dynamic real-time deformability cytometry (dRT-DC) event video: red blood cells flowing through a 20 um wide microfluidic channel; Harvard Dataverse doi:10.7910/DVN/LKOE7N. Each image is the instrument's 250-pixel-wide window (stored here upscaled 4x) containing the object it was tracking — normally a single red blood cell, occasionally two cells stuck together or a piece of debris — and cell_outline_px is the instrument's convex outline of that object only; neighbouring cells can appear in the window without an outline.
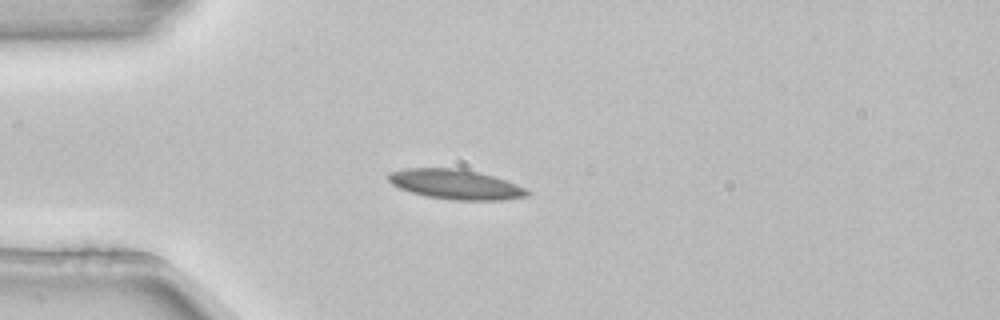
{"species": "common noctule bat (a hibernating species)", "species_latin": "Nyctalus noctula", "temperature_condition": "room temperature", "stored_images_in_passage": 3, "camera_frame_rate_fps": 3000, "um_per_image_px": 0.085, "animal": {"sex": "female", "body_mass_g": 22.7, "forearm_length_mm": 54.2}, "frame": {"image": 1, "passage_image": 3, "time_ms": 0.667, "image_size_px": [1000, 320], "cell_outline_px": [[532, 192], [528, 196], [504, 200], [452, 200], [428, 196], [412, 192], [400, 188], [392, 184], [388, 180], [388, 172], [404, 168], [460, 168], [492, 176], [516, 184]], "centroid_in_image_um": [38.72, 15.67], "position_along_channel_um": 46.3, "area_um2": 23.99}}